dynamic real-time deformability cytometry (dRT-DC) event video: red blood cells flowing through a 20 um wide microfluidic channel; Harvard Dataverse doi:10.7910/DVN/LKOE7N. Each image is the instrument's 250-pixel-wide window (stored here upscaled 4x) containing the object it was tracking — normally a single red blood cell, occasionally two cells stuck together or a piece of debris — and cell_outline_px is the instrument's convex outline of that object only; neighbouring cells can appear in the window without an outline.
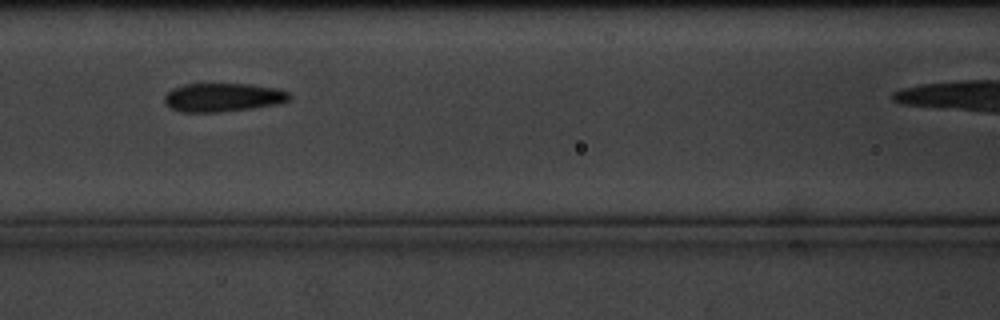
{"species": "common noctule bat (a hibernating species)", "species_latin": "Nyctalus noctula", "temperature_condition": "cold", "stored_images_in_passage": 10, "camera_frame_rate_fps": 3000, "um_per_image_px": 0.085, "animal": {"sex": "male", "body_mass_g": 20.1, "forearm_length_mm": 53.5}, "frame": {"image": 1, "passage_image": 5, "time_ms": 4.333, "image_size_px": [1000, 320], "cell_outline_px": [[292, 96], [288, 100], [276, 104], [252, 108], [220, 112], [180, 112], [164, 104], [164, 96], [172, 88], [184, 84], [252, 84], [276, 88], [292, 92]], "centroid_in_image_um": [18.95, 8.27], "position_along_channel_um": 147.7, "area_um2": 20.98}}